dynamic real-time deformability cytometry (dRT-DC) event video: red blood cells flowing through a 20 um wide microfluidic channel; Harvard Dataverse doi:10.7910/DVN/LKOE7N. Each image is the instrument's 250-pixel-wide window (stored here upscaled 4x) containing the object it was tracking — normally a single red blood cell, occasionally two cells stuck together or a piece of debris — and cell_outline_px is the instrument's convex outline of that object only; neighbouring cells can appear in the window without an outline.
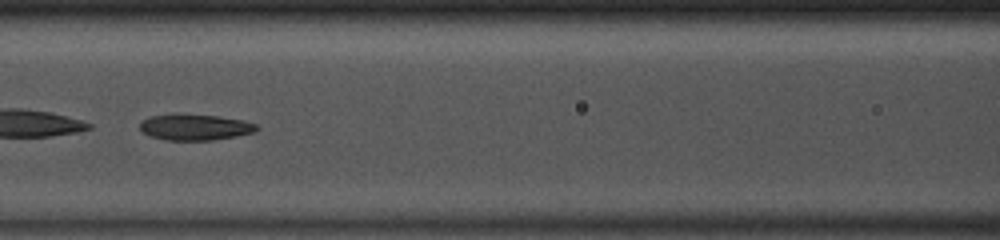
{"species": "common noctule bat (a hibernating species)", "species_latin": "Nyctalus noctula", "temperature_condition": "room temperature", "stored_images_in_passage": 37, "camera_frame_rate_fps": 3000, "um_per_image_px": 0.085, "animal": {"sex": "male", "body_mass_g": 13.0, "forearm_length_mm": 53.1}, "frame": {"image": 1, "passage_image": 11, "time_ms": 3.333, "image_size_px": [1000, 240], "cell_outline_px": [[260, 128], [256, 132], [236, 136], [212, 140], [168, 140], [148, 136], [140, 128], [140, 124], [148, 116], [216, 116], [244, 120], [256, 124]], "centroid_in_image_um": [16.64, 10.85], "position_along_channel_um": 150.0, "area_um2": 17.11}, "authors_computed_cell_mechanics": {"area_um2": 18.2648, "velocity_mm_per_s": 4.1527, "shape_relaxation_time_tau1_ms": 5.1097, "shape_relaxation_time_tau2_ms": 2.321, "deformation_change_tau1": 0.1644, "deformation_change_tau2": 0.0741}}